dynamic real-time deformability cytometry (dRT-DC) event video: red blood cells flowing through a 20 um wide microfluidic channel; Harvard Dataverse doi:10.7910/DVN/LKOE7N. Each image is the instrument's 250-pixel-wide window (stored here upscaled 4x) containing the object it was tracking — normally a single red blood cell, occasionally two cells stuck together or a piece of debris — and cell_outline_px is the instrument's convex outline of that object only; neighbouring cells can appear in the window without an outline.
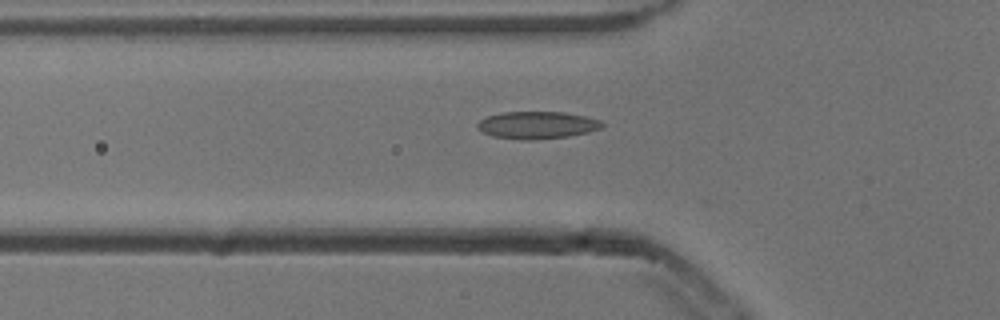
{"species": "common noctule bat (a hibernating species)", "species_latin": "Nyctalus noctula", "temperature_condition": "cold", "stored_images_in_passage": 46, "camera_frame_rate_fps": 3000, "um_per_image_px": 0.085, "animal": {"sex": "male", "body_mass_g": 13.3}, "frame": {"image": 1, "passage_image": 18, "time_ms": 5.667, "image_size_px": [1000, 320], "cell_outline_px": [[604, 124], [600, 128], [588, 132], [568, 136], [532, 140], [520, 140], [492, 136], [480, 132], [476, 128], [476, 124], [480, 120], [488, 116], [504, 112], [564, 112], [584, 116], [600, 120]], "centroid_in_image_um": [45.6, 10.64], "position_along_channel_um": 80.2, "area_um2": 19.88}}
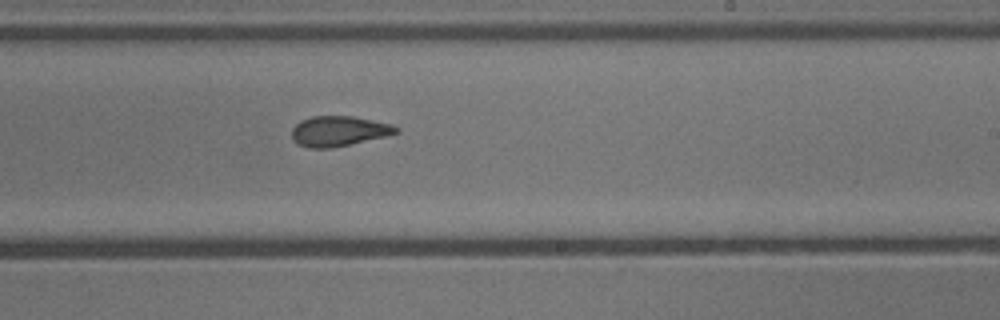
{"frame": {"image": 2, "passage_image": 32, "time_ms": 10.333, "image_size_px": [1000, 320], "cell_outline_px": [[400, 132], [384, 136], [332, 148], [308, 148], [292, 140], [292, 128], [300, 120], [312, 116], [352, 116], [392, 124], [400, 128]], "centroid_in_image_um": [28.78, 11.14], "position_along_channel_um": 260.2, "area_um2": 18.26}}
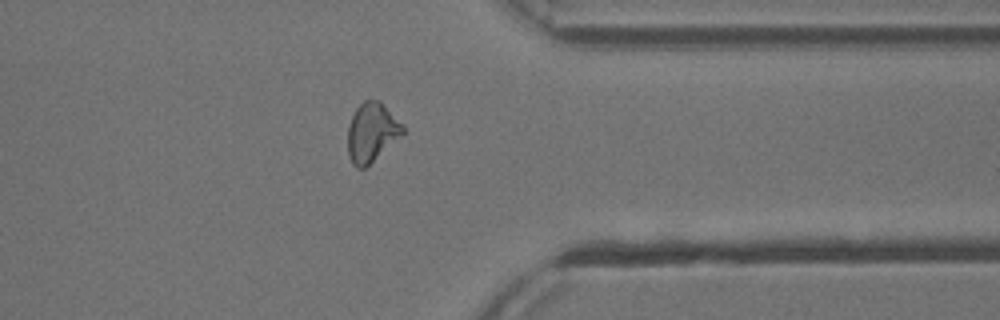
{"frame": {"image": 3, "passage_image": 42, "time_ms": 13.667, "image_size_px": [1000, 320], "cell_outline_px": [[404, 132], [400, 136], [364, 168], [356, 168], [352, 164], [348, 152], [348, 124], [356, 108], [364, 100], [380, 100], [404, 128]], "centroid_in_image_um": [31.55, 11.24], "position_along_channel_um": 379.8, "area_um2": 18.44}}